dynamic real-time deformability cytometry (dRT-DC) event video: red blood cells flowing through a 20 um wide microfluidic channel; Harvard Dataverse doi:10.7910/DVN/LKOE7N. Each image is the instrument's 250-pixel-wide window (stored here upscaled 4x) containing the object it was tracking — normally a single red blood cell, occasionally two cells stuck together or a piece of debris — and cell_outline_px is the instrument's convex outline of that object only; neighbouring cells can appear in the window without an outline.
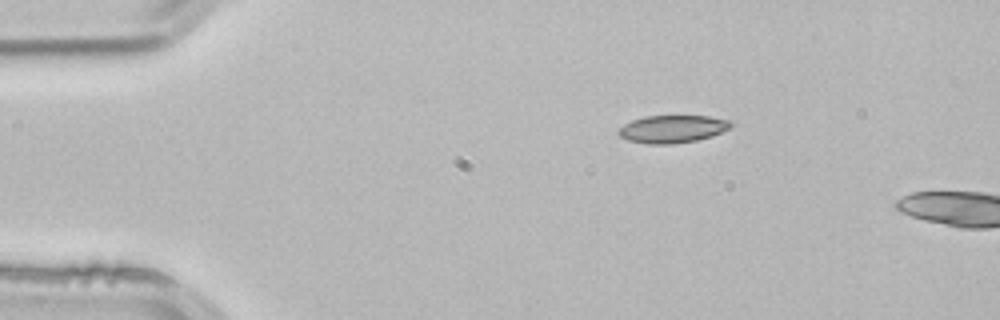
{"species": "common noctule bat (a hibernating species)", "species_latin": "Nyctalus noctula", "temperature_condition": "room temperature", "stored_images_in_passage": 2, "camera_frame_rate_fps": 3000, "um_per_image_px": 0.085, "animal": {"sex": "male", "body_mass_g": 21.5, "forearm_length_mm": 52.0}, "frame": {"image": 1, "passage_image": 1, "time_ms": 0.0, "image_size_px": [1000, 320], "cell_outline_px": [[732, 128], [712, 136], [696, 140], [672, 144], [648, 144], [628, 140], [620, 136], [616, 132], [624, 124], [632, 120], [644, 116], [708, 116], [732, 120]], "centroid_in_image_um": [57.18, 10.96], "position_along_channel_um": 27.8, "area_um2": 18.21}}